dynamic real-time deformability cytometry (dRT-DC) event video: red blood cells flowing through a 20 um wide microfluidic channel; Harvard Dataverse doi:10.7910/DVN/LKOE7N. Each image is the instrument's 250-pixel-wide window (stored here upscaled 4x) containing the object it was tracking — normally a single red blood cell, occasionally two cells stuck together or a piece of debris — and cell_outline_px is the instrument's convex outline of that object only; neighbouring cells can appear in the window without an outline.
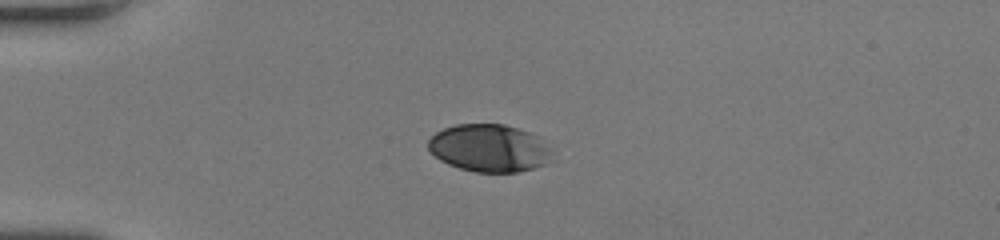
{"species": "human", "species_latin": "Homo sapiens", "temperature_condition": "room temperature", "stored_images_in_passage": 37, "camera_frame_rate_fps": 3000, "um_per_image_px": 0.085, "donor": {"sex": "female"}, "frame": {"image": 1, "passage_image": 1, "time_ms": 0.0, "image_size_px": [1000, 240], "cell_outline_px": [[552, 152], [544, 164], [520, 172], [476, 172], [460, 168], [448, 164], [440, 160], [428, 148], [428, 140], [436, 132], [444, 128], [456, 124], [504, 124], [528, 132], [536, 136]], "centroid_in_image_um": [41.53, 12.59], "position_along_channel_um": 43.5, "area_um2": 33.81}}
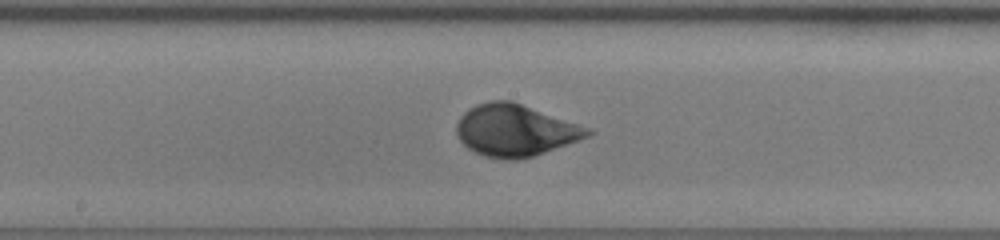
{"frame": {"image": 2, "passage_image": 15, "time_ms": 4.667, "image_size_px": [1000, 240], "cell_outline_px": [[596, 132], [580, 140], [532, 156], [516, 160], [504, 160], [484, 156], [468, 148], [460, 140], [456, 132], [456, 124], [460, 116], [468, 108], [476, 104], [492, 100], [512, 100], [592, 128]], "centroid_in_image_um": [43.81, 11.07], "position_along_channel_um": 204.4, "area_um2": 39.88}}
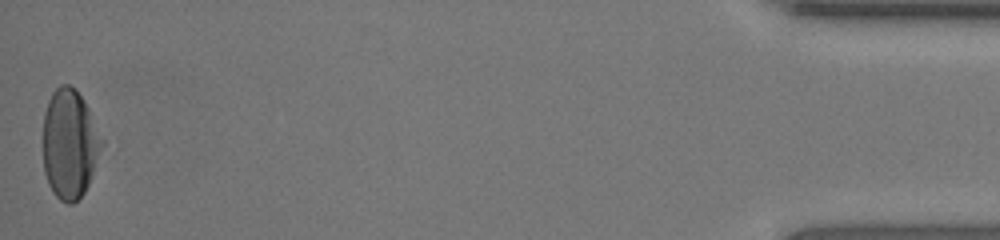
{"frame": {"image": 3, "passage_image": 37, "time_ms": 12.0, "image_size_px": [1000, 240], "cell_outline_px": [[104, 140], [88, 184], [84, 192], [72, 204], [68, 204], [60, 200], [52, 192], [48, 184], [44, 172], [44, 112], [48, 100], [52, 92], [60, 84], [68, 84], [84, 100]], "centroid_in_image_um": [5.91, 12.23], "position_along_channel_um": 429.3, "area_um2": 37.05}, "authors_computed_cell_mechanics": {"area_um2": 37.1076, "velocity_mm_per_s": 4.2614, "shape_relaxation_time_tau1_ms": 3.1312, "shape_relaxation_time_tau2_ms": null, "deformation_change_tau1": 0.1454, "deformation_change_tau2": null}}